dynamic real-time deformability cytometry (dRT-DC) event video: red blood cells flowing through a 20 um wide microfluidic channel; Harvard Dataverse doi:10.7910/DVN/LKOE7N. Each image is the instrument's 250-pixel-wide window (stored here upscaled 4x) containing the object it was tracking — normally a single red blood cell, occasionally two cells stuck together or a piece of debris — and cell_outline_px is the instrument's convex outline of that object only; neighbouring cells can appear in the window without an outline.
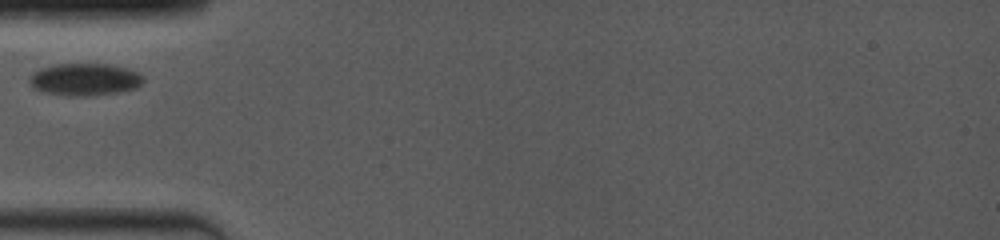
{"species": "common noctule bat (a hibernating species)", "species_latin": "Nyctalus noctula", "temperature_condition": "room temperature", "stored_images_in_passage": 6, "camera_frame_rate_fps": 4000, "um_per_image_px": 0.085, "animal": {"sex": "female", "body_mass_g": 19.0, "forearm_length_mm": 53.3}, "frame": {"image": 1, "passage_image": 1, "time_ms": 0.0, "image_size_px": [1000, 240], "cell_outline_px": [[144, 80], [136, 88], [120, 92], [92, 96], [68, 96], [40, 92], [28, 80], [28, 76], [32, 72], [40, 68], [52, 64], [108, 64], [128, 68], [140, 72], [144, 76]], "centroid_in_image_um": [7.2, 6.75], "position_along_channel_um": 77.8, "area_um2": 21.85}}